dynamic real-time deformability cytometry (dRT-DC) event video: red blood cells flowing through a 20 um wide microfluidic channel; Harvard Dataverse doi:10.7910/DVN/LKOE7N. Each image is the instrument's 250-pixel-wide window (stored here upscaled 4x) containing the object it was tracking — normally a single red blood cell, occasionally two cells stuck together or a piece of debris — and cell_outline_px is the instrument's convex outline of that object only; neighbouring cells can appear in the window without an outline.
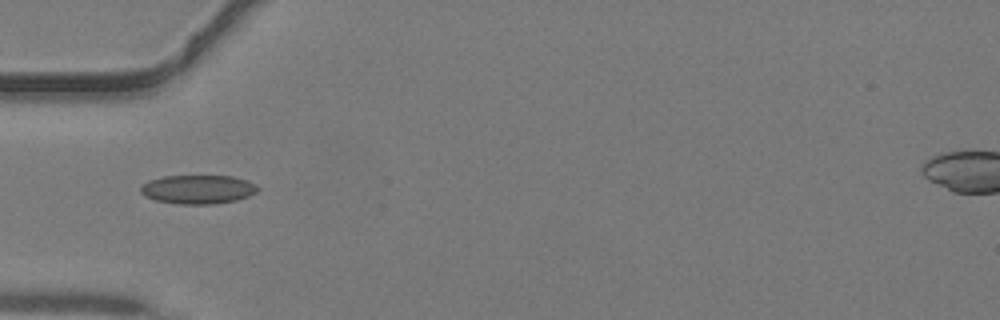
{"species": "common noctule bat (a hibernating species)", "species_latin": "Nyctalus noctula", "temperature_condition": "warm", "stored_images_in_passage": 17, "camera_frame_rate_fps": 3000, "um_per_image_px": 0.085, "animal": {"sex": "male", "body_mass_g": 19.2, "forearm_length_mm": 51.8}, "frame": {"image": 1, "passage_image": 1, "time_ms": 0.0, "image_size_px": [1000, 320], "cell_outline_px": [[260, 188], [256, 192], [248, 196], [236, 200], [216, 204], [176, 204], [156, 200], [144, 196], [140, 192], [140, 184], [148, 180], [164, 176], [232, 176], [248, 180], [256, 184]], "centroid_in_image_um": [16.81, 16.09], "position_along_channel_um": 68.2, "area_um2": 19.94}}
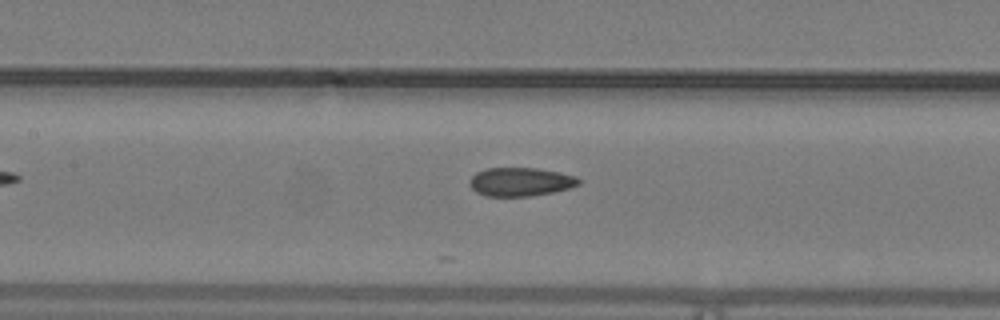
{"frame": {"image": 2, "passage_image": 7, "time_ms": 2.0, "image_size_px": [1000, 320], "cell_outline_px": [[580, 184], [568, 188], [552, 192], [528, 196], [488, 196], [476, 192], [472, 188], [468, 180], [476, 172], [488, 168], [536, 168], [560, 172], [576, 176], [580, 180]], "centroid_in_image_um": [44.23, 15.45], "position_along_channel_um": 163.2, "area_um2": 18.09}}
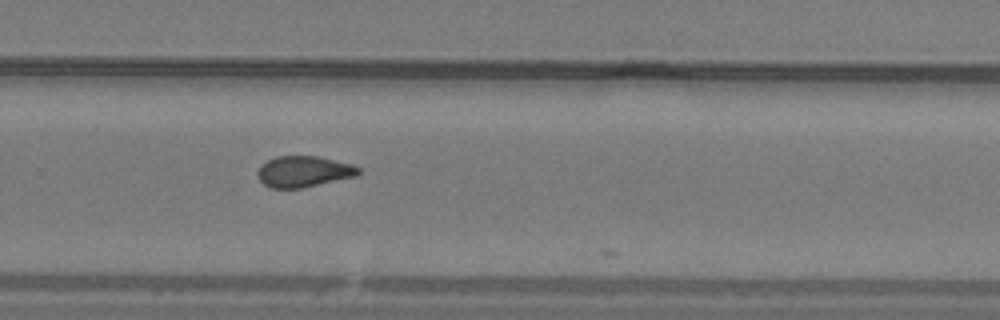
{"frame": {"image": 3, "passage_image": 16, "time_ms": 5.0, "image_size_px": [1000, 320], "cell_outline_px": [[360, 172], [356, 176], [300, 188], [272, 188], [264, 184], [260, 180], [256, 172], [260, 164], [276, 156], [316, 156], [352, 164], [360, 168]], "centroid_in_image_um": [25.78, 14.57], "position_along_channel_um": 304.0, "area_um2": 18.15}}